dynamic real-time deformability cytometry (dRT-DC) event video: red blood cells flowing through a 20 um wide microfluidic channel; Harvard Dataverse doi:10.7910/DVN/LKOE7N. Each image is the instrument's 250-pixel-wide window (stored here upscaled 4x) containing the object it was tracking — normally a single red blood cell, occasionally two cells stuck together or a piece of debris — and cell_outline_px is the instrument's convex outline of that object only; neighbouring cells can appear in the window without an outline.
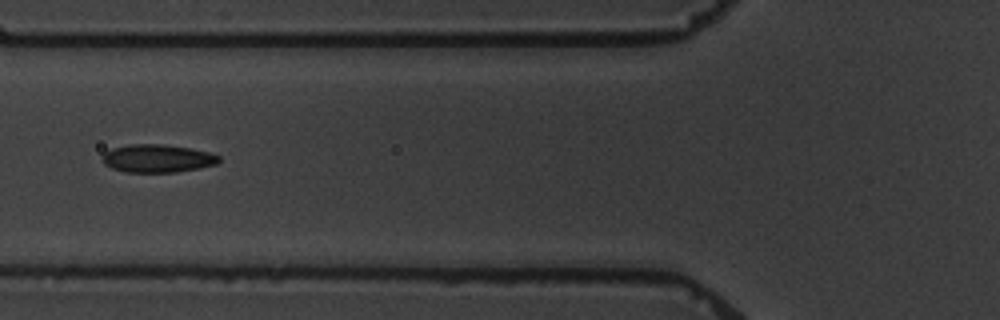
{"species": "common noctule bat (a hibernating species)", "species_latin": "Nyctalus noctula", "temperature_condition": "warm", "stored_images_in_passage": 10, "camera_frame_rate_fps": 3000, "um_per_image_px": 0.085, "animal": {"sex": "male", "body_mass_g": 19.5, "forearm_length_mm": 54.6}, "frame": {"image": 1, "passage_image": 6, "time_ms": 5.667, "image_size_px": [1000, 320], "cell_outline_px": [[220, 160], [216, 164], [200, 168], [176, 172], [128, 172], [112, 168], [104, 164], [104, 152], [112, 148], [132, 144], [160, 144], [192, 148], [208, 152], [220, 156]], "centroid_in_image_um": [13.41, 13.46], "position_along_channel_um": 112.4, "area_um2": 18.9}}
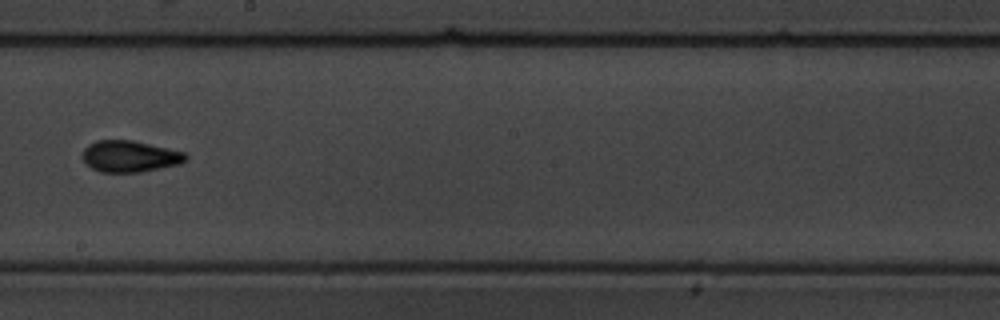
{"frame": {"image": 2, "passage_image": 9, "time_ms": 9.333, "image_size_px": [1000, 320], "cell_outline_px": [[188, 156], [180, 164], [140, 172], [100, 172], [92, 168], [80, 156], [84, 148], [88, 144], [96, 140], [132, 140], [184, 152]], "centroid_in_image_um": [10.99, 13.28], "position_along_channel_um": 237.2, "area_um2": 18.84}}
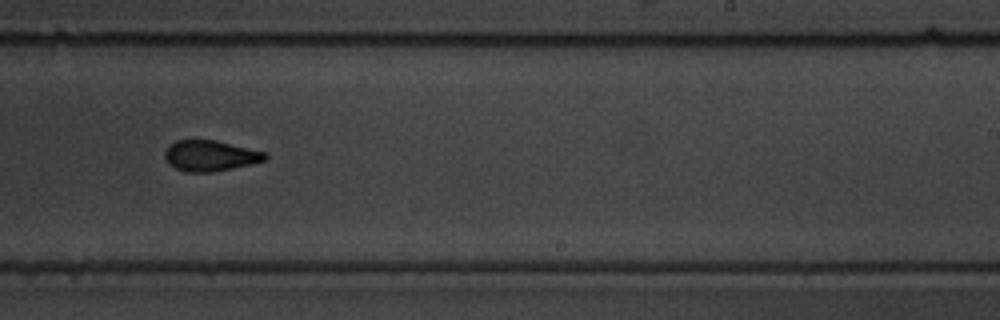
{"frame": {"image": 3, "passage_image": 10, "time_ms": 10.333, "image_size_px": [1000, 320], "cell_outline_px": [[268, 156], [264, 160], [232, 168], [212, 172], [188, 172], [176, 168], [168, 164], [164, 156], [164, 152], [168, 144], [176, 140], [216, 140], [264, 152]], "centroid_in_image_um": [17.8, 13.23], "position_along_channel_um": 271.2, "area_um2": 17.8}}